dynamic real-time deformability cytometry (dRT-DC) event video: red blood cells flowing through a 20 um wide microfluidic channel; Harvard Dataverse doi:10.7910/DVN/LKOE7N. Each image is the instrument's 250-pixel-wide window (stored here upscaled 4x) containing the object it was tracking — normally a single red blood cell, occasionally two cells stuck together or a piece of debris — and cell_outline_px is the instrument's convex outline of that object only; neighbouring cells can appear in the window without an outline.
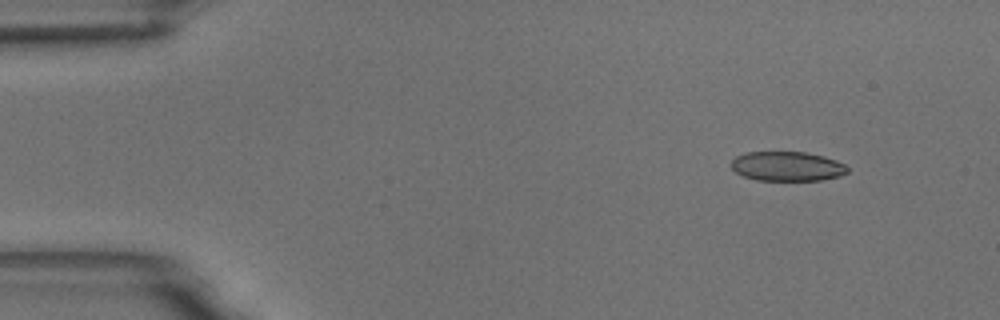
{"species": "common noctule bat (a hibernating species)", "species_latin": "Nyctalus noctula", "temperature_condition": "room temperature", "stored_images_in_passage": 4, "camera_frame_rate_fps": 3000, "um_per_image_px": 0.085, "animal": {"sex": "male", "body_mass_g": 18.8}, "frame": {"image": 1, "passage_image": 1, "time_ms": 0.0, "image_size_px": [1000, 320], "cell_outline_px": [[848, 172], [840, 176], [820, 180], [756, 180], [744, 176], [736, 172], [728, 164], [736, 156], [744, 152], [804, 152], [824, 156], [836, 160], [844, 164], [848, 168]], "centroid_in_image_um": [66.89, 14.13], "position_along_channel_um": 18.1, "area_um2": 20.06}}
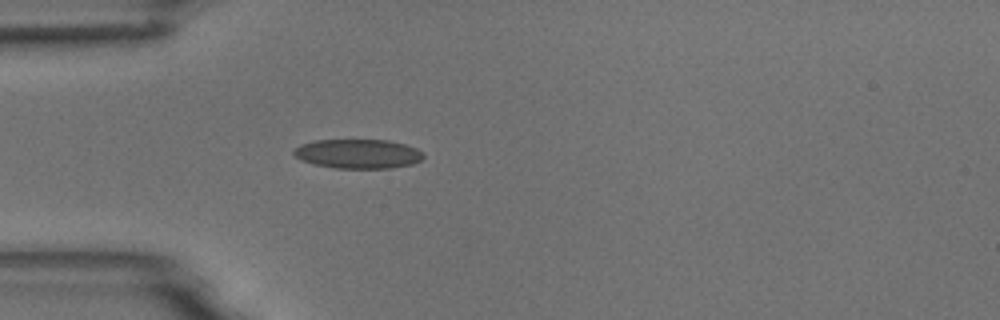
{"frame": {"image": 2, "passage_image": 4, "time_ms": 3.333, "image_size_px": [1000, 320], "cell_outline_px": [[424, 156], [420, 160], [412, 164], [392, 168], [336, 168], [316, 164], [300, 160], [292, 152], [300, 144], [316, 140], [388, 140], [404, 144], [416, 148]], "centroid_in_image_um": [30.42, 13.07], "position_along_channel_um": 54.6, "area_um2": 21.96}}